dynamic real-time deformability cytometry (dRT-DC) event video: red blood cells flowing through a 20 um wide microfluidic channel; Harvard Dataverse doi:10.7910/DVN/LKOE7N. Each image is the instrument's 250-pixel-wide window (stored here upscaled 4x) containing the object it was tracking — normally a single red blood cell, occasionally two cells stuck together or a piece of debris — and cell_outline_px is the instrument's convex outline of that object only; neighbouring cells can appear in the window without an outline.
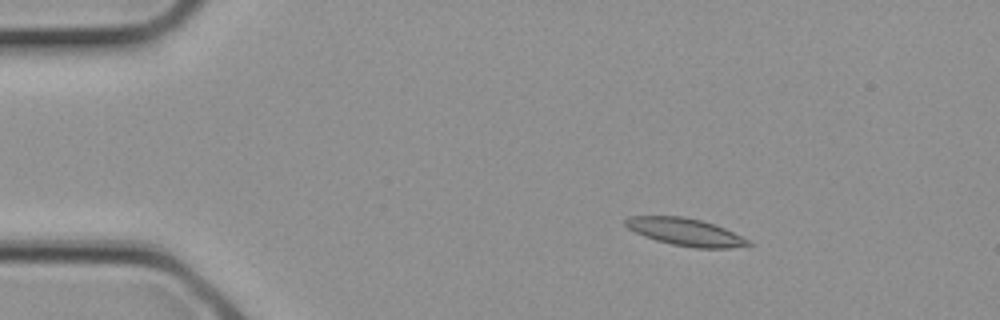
{"species": "common noctule bat (a hibernating species)", "species_latin": "Nyctalus noctula", "temperature_condition": "cold", "stored_images_in_passage": 3, "camera_frame_rate_fps": 3000, "um_per_image_px": 0.085, "animal": {"sex": "female", "body_mass_g": 21.9}, "frame": {"image": 1, "passage_image": 2, "time_ms": 0.333, "image_size_px": [1000, 320], "cell_outline_px": [[752, 244], [732, 248], [696, 248], [672, 244], [656, 240], [644, 236], [628, 228], [624, 224], [624, 220], [628, 216], [684, 216], [716, 224], [748, 240]], "centroid_in_image_um": [58.23, 19.71], "position_along_channel_um": 26.8, "area_um2": 19.48}}